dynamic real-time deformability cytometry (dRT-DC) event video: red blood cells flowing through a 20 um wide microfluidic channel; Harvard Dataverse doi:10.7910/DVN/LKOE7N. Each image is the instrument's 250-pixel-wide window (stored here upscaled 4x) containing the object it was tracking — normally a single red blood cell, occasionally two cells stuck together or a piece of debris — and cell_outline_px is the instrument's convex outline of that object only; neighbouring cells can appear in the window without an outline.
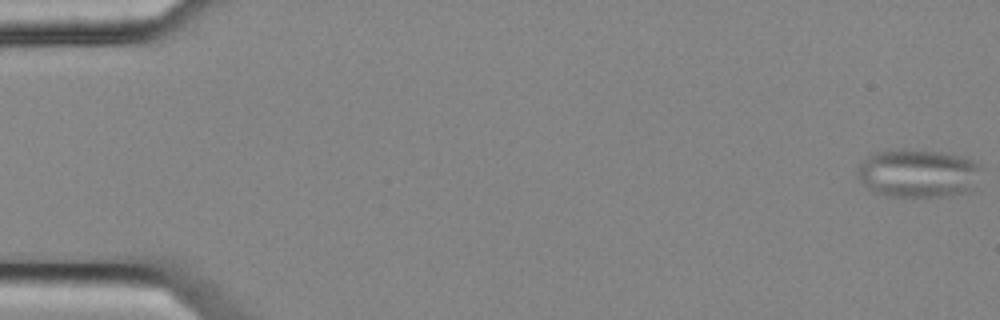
{"species": "common noctule bat (a hibernating species)", "species_latin": "Nyctalus noctula", "temperature_condition": "cold", "stored_images_in_passage": 5, "camera_frame_rate_fps": 3000, "um_per_image_px": 0.085, "animal": {"sex": "female", "body_mass_g": 25.1}, "frame": {"image": 1, "passage_image": 1, "time_ms": 0.0, "image_size_px": [1000, 320], "cell_outline_px": [[980, 164], [968, 192], [948, 196], [884, 196], [872, 192], [856, 176], [856, 168], [872, 152], [900, 148], [908, 148], [940, 152], [960, 156]], "centroid_in_image_um": [77.9, 14.71], "position_along_channel_um": 7.1, "area_um2": 34.74}}